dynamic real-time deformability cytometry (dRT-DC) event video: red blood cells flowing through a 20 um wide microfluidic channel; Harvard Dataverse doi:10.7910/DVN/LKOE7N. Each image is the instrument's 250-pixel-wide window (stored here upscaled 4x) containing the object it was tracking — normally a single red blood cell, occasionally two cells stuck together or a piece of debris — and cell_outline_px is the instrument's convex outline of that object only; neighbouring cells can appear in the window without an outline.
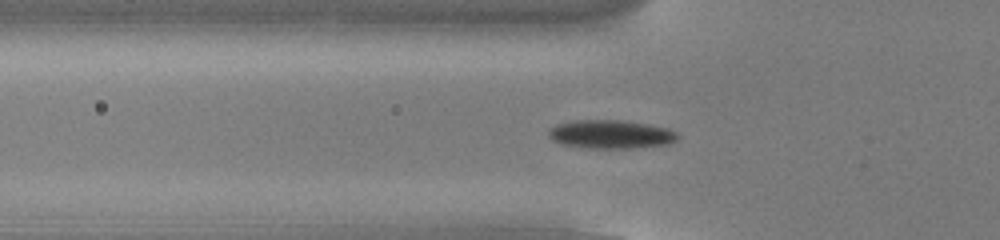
{"species": "common noctule bat (a hibernating species)", "species_latin": "Nyctalus noctula", "temperature_condition": "cold", "stored_images_in_passage": 55, "camera_frame_rate_fps": 3000, "um_per_image_px": 0.085, "animal": {"sex": "male", "body_mass_g": 13.0, "forearm_length_mm": 53.1}, "frame": {"image": 1, "passage_image": 19, "time_ms": 6.0, "image_size_px": [1000, 240], "cell_outline_px": [[680, 136], [676, 140], [668, 144], [632, 148], [592, 148], [560, 144], [552, 140], [548, 136], [548, 128], [556, 124], [576, 120], [620, 120], [648, 124], [668, 128], [676, 132]], "centroid_in_image_um": [51.9, 11.41], "position_along_channel_um": 73.9, "area_um2": 21.56}}
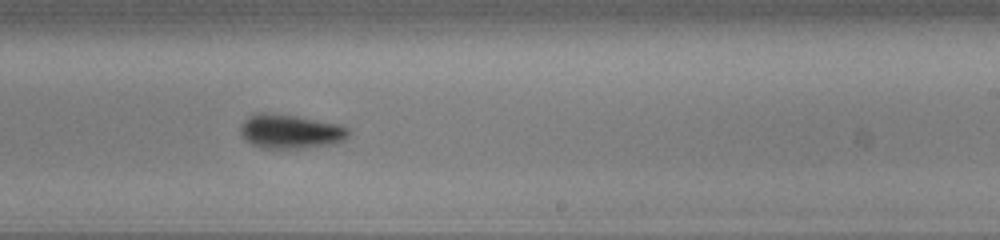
{"frame": {"image": 2, "passage_image": 34, "time_ms": 11.0, "image_size_px": [1000, 240], "cell_outline_px": [[352, 132], [344, 140], [328, 144], [300, 148], [260, 148], [244, 140], [240, 136], [240, 124], [248, 116], [256, 112], [264, 112], [296, 116], [340, 124], [348, 128]], "centroid_in_image_um": [24.63, 11.16], "position_along_channel_um": 264.4, "area_um2": 21.68}}
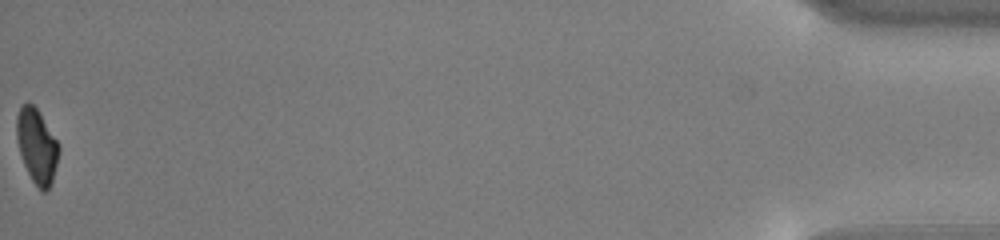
{"frame": {"image": 3, "passage_image": 55, "time_ms": 18.0, "image_size_px": [1000, 240], "cell_outline_px": [[60, 152], [52, 180], [48, 188], [44, 192], [40, 192], [32, 180], [24, 164], [16, 140], [16, 116], [20, 104], [28, 100], [36, 108], [60, 144]], "centroid_in_image_um": [3.12, 12.37], "position_along_channel_um": 432.1, "area_um2": 18.5}, "authors_computed_cell_mechanics": {"area_um2": 19.652, "velocity_mm_per_s": 3.8094, "shape_relaxation_time_tau1_ms": 1.2624, "shape_relaxation_time_tau2_ms": 4.9759, "deformation_change_tau1": 0.1227, "deformation_change_tau2": 0.1021}}